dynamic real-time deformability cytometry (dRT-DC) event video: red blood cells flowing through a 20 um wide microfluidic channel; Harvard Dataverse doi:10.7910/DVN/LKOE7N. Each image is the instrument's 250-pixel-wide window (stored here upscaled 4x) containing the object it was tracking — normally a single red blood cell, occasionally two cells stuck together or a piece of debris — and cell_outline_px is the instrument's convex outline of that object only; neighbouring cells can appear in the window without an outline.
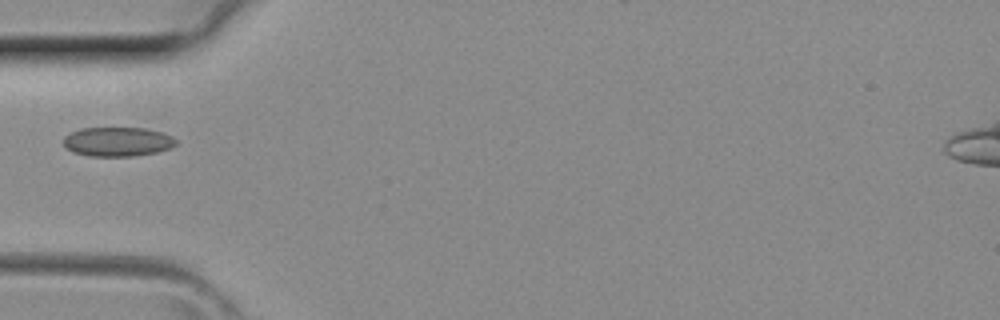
{"species": "common noctule bat (a hibernating species)", "species_latin": "Nyctalus noctula", "temperature_condition": "room temperature", "stored_images_in_passage": 3, "camera_frame_rate_fps": 3000, "um_per_image_px": 0.085, "animal": {"sex": "female", "body_mass_g": 29.2, "forearm_length_mm": 56.3}, "frame": {"image": 1, "passage_image": 3, "time_ms": 0.667, "image_size_px": [1000, 320], "cell_outline_px": [[176, 144], [168, 148], [156, 152], [132, 156], [88, 156], [72, 152], [64, 144], [64, 136], [80, 128], [144, 128], [160, 132], [172, 136], [176, 140]], "centroid_in_image_um": [9.97, 12.04], "position_along_channel_um": 75.0, "area_um2": 19.02}}